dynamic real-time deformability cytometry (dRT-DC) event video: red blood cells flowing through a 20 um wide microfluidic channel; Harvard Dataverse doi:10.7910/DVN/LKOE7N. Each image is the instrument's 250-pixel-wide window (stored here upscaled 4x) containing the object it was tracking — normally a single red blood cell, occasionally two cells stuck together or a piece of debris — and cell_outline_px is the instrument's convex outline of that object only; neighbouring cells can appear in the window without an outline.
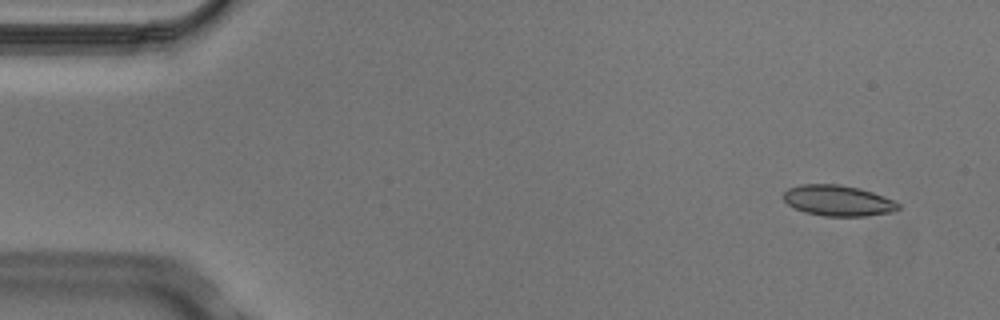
{"species": "Egyptian fruit bat (a non-hibernating species)", "species_latin": "Rousettus aegyptiacus", "temperature_condition": "cold", "stored_images_in_passage": 4, "camera_frame_rate_fps": 3000, "um_per_image_px": 0.085, "animal": {"sex": "male"}, "frame": {"image": 1, "passage_image": 1, "time_ms": 0.0, "image_size_px": [1000, 320], "cell_outline_px": [[900, 208], [892, 212], [868, 216], [824, 216], [804, 212], [792, 208], [780, 196], [788, 188], [800, 184], [840, 184], [860, 188], [884, 196], [900, 204]], "centroid_in_image_um": [71.19, 17.05], "position_along_channel_um": 13.8, "area_um2": 20.87}}
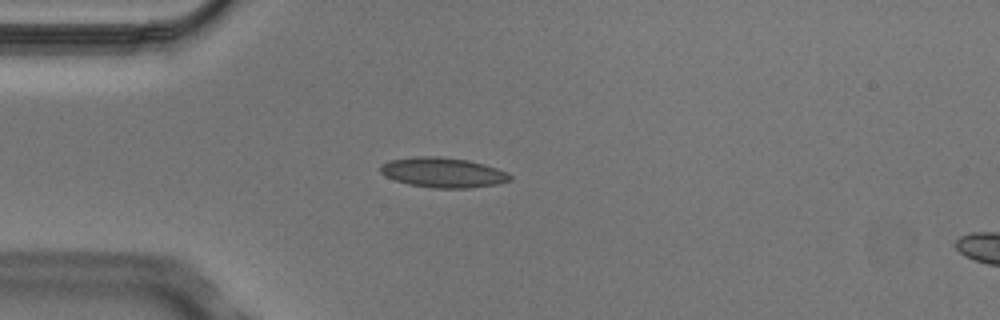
{"frame": {"image": 2, "passage_image": 3, "time_ms": 0.667, "image_size_px": [1000, 320], "cell_outline_px": [[512, 180], [496, 184], [468, 188], [432, 188], [408, 184], [384, 176], [380, 172], [380, 164], [388, 160], [412, 156], [440, 156], [468, 160], [484, 164], [508, 172], [512, 176]], "centroid_in_image_um": [37.63, 14.65], "position_along_channel_um": 47.4, "area_um2": 22.89}}